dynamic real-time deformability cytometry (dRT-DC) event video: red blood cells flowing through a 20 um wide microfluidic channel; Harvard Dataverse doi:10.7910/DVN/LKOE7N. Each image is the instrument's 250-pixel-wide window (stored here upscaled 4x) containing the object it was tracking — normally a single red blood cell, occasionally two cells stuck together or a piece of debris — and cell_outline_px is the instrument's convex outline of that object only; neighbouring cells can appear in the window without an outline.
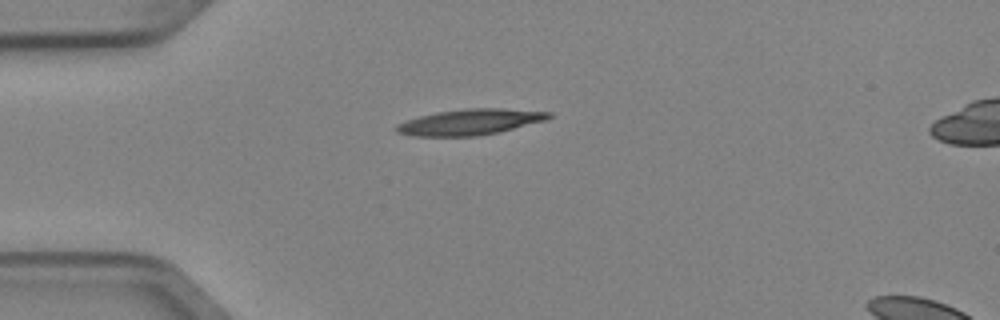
{"species": "Egyptian fruit bat (a non-hibernating species)", "species_latin": "Rousettus aegyptiacus", "temperature_condition": "cold", "stored_images_in_passage": 3, "camera_frame_rate_fps": 3000, "um_per_image_px": 0.085, "animal": {"sex": "female"}, "frame": {"image": 1, "passage_image": 3, "time_ms": 0.667, "image_size_px": [1000, 320], "cell_outline_px": [[552, 116], [544, 120], [496, 132], [476, 136], [416, 136], [396, 132], [396, 124], [420, 116], [436, 112], [468, 108], [500, 108], [552, 112]], "centroid_in_image_um": [39.92, 10.36], "position_along_channel_um": 45.1, "area_um2": 22.48}}